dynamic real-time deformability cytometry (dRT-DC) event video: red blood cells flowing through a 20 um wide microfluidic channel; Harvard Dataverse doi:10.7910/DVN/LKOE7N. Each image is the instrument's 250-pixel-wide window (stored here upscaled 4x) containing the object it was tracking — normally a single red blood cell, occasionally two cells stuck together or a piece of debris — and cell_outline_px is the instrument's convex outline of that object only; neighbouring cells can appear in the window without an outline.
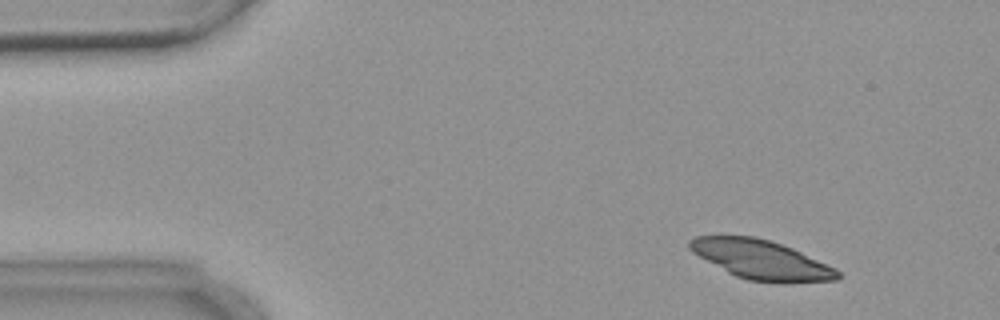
{"species": "common noctule bat (a hibernating species)", "species_latin": "Nyctalus noctula", "temperature_condition": "warm", "stored_images_in_passage": 3, "camera_frame_rate_fps": 3000, "um_per_image_px": 0.085, "animal": {"sex": "female", "body_mass_g": 18.4}, "frame": {"image": 1, "passage_image": 1, "time_ms": 0.0, "image_size_px": [1000, 320], "cell_outline_px": [[840, 276], [836, 280], [792, 284], [784, 284], [748, 280], [736, 276], [728, 272], [692, 252], [688, 248], [688, 240], [696, 236], [756, 236], [792, 248], [836, 268], [840, 272]], "centroid_in_image_um": [64.74, 22.09], "position_along_channel_um": 20.3, "area_um2": 33.93}}